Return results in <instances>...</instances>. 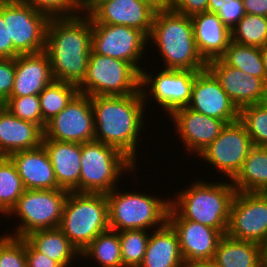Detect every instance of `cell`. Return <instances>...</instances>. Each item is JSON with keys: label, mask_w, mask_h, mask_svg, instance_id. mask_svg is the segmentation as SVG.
<instances>
[{"label": "cell", "mask_w": 267, "mask_h": 267, "mask_svg": "<svg viewBox=\"0 0 267 267\" xmlns=\"http://www.w3.org/2000/svg\"><path fill=\"white\" fill-rule=\"evenodd\" d=\"M91 51L90 16L49 19L45 52L50 59L54 80L79 86L85 79Z\"/></svg>", "instance_id": "1"}, {"label": "cell", "mask_w": 267, "mask_h": 267, "mask_svg": "<svg viewBox=\"0 0 267 267\" xmlns=\"http://www.w3.org/2000/svg\"><path fill=\"white\" fill-rule=\"evenodd\" d=\"M91 106L94 140L115 147L134 164L137 163V144L140 133L146 128V105L141 90L126 96H93Z\"/></svg>", "instance_id": "2"}, {"label": "cell", "mask_w": 267, "mask_h": 267, "mask_svg": "<svg viewBox=\"0 0 267 267\" xmlns=\"http://www.w3.org/2000/svg\"><path fill=\"white\" fill-rule=\"evenodd\" d=\"M188 187L170 199L168 218H184L226 234L232 202L237 193L232 181L211 183L197 178Z\"/></svg>", "instance_id": "3"}, {"label": "cell", "mask_w": 267, "mask_h": 267, "mask_svg": "<svg viewBox=\"0 0 267 267\" xmlns=\"http://www.w3.org/2000/svg\"><path fill=\"white\" fill-rule=\"evenodd\" d=\"M149 40L159 50L165 69L202 71L207 68L196 46L190 16L173 10L156 11L148 45Z\"/></svg>", "instance_id": "4"}, {"label": "cell", "mask_w": 267, "mask_h": 267, "mask_svg": "<svg viewBox=\"0 0 267 267\" xmlns=\"http://www.w3.org/2000/svg\"><path fill=\"white\" fill-rule=\"evenodd\" d=\"M108 214L106 194L69 192L58 228L81 253L97 235L110 229Z\"/></svg>", "instance_id": "5"}, {"label": "cell", "mask_w": 267, "mask_h": 267, "mask_svg": "<svg viewBox=\"0 0 267 267\" xmlns=\"http://www.w3.org/2000/svg\"><path fill=\"white\" fill-rule=\"evenodd\" d=\"M116 187L106 194L109 228L114 231L159 229L168 222L170 197L158 198L142 192H120ZM119 190V191H118Z\"/></svg>", "instance_id": "6"}, {"label": "cell", "mask_w": 267, "mask_h": 267, "mask_svg": "<svg viewBox=\"0 0 267 267\" xmlns=\"http://www.w3.org/2000/svg\"><path fill=\"white\" fill-rule=\"evenodd\" d=\"M80 164V193L107 194L118 187L122 174L137 171L121 151L96 140L81 144Z\"/></svg>", "instance_id": "7"}, {"label": "cell", "mask_w": 267, "mask_h": 267, "mask_svg": "<svg viewBox=\"0 0 267 267\" xmlns=\"http://www.w3.org/2000/svg\"><path fill=\"white\" fill-rule=\"evenodd\" d=\"M140 81L141 73L131 63L91 51L87 73L78 90L90 97L126 96L141 90Z\"/></svg>", "instance_id": "8"}, {"label": "cell", "mask_w": 267, "mask_h": 267, "mask_svg": "<svg viewBox=\"0 0 267 267\" xmlns=\"http://www.w3.org/2000/svg\"><path fill=\"white\" fill-rule=\"evenodd\" d=\"M68 194L64 189H25L7 214L18 215L21 222L7 235L23 238L35 230L58 228Z\"/></svg>", "instance_id": "9"}, {"label": "cell", "mask_w": 267, "mask_h": 267, "mask_svg": "<svg viewBox=\"0 0 267 267\" xmlns=\"http://www.w3.org/2000/svg\"><path fill=\"white\" fill-rule=\"evenodd\" d=\"M198 72L162 68L156 74L152 75L153 73H147L143 69L141 72L140 89L145 105H149L147 101H150L153 97V100L158 103L157 105L164 109L162 111H166L165 113L169 114L168 116L177 109L187 107Z\"/></svg>", "instance_id": "10"}, {"label": "cell", "mask_w": 267, "mask_h": 267, "mask_svg": "<svg viewBox=\"0 0 267 267\" xmlns=\"http://www.w3.org/2000/svg\"><path fill=\"white\" fill-rule=\"evenodd\" d=\"M3 20L9 32V41L20 54L45 51L46 29L49 18L15 0L3 2Z\"/></svg>", "instance_id": "11"}, {"label": "cell", "mask_w": 267, "mask_h": 267, "mask_svg": "<svg viewBox=\"0 0 267 267\" xmlns=\"http://www.w3.org/2000/svg\"><path fill=\"white\" fill-rule=\"evenodd\" d=\"M253 143L244 124L237 120L228 123L219 136L197 157L213 165L218 172L233 180L241 170Z\"/></svg>", "instance_id": "12"}, {"label": "cell", "mask_w": 267, "mask_h": 267, "mask_svg": "<svg viewBox=\"0 0 267 267\" xmlns=\"http://www.w3.org/2000/svg\"><path fill=\"white\" fill-rule=\"evenodd\" d=\"M148 46V37L140 30L124 25L92 24V51L131 63L140 73L138 64Z\"/></svg>", "instance_id": "13"}, {"label": "cell", "mask_w": 267, "mask_h": 267, "mask_svg": "<svg viewBox=\"0 0 267 267\" xmlns=\"http://www.w3.org/2000/svg\"><path fill=\"white\" fill-rule=\"evenodd\" d=\"M226 234L232 238L267 244V193L237 192Z\"/></svg>", "instance_id": "14"}, {"label": "cell", "mask_w": 267, "mask_h": 267, "mask_svg": "<svg viewBox=\"0 0 267 267\" xmlns=\"http://www.w3.org/2000/svg\"><path fill=\"white\" fill-rule=\"evenodd\" d=\"M95 125L91 97L78 93L69 104L46 123L44 138L85 143L94 140Z\"/></svg>", "instance_id": "15"}, {"label": "cell", "mask_w": 267, "mask_h": 267, "mask_svg": "<svg viewBox=\"0 0 267 267\" xmlns=\"http://www.w3.org/2000/svg\"><path fill=\"white\" fill-rule=\"evenodd\" d=\"M177 232L185 265L212 261L223 233L210 226L184 218H168Z\"/></svg>", "instance_id": "16"}, {"label": "cell", "mask_w": 267, "mask_h": 267, "mask_svg": "<svg viewBox=\"0 0 267 267\" xmlns=\"http://www.w3.org/2000/svg\"><path fill=\"white\" fill-rule=\"evenodd\" d=\"M187 107L206 116L224 120L227 124L239 120L240 110L207 68L196 74Z\"/></svg>", "instance_id": "17"}, {"label": "cell", "mask_w": 267, "mask_h": 267, "mask_svg": "<svg viewBox=\"0 0 267 267\" xmlns=\"http://www.w3.org/2000/svg\"><path fill=\"white\" fill-rule=\"evenodd\" d=\"M170 118L185 151L195 153L196 156L207 148L227 125L224 120L206 116L189 107L175 110Z\"/></svg>", "instance_id": "18"}, {"label": "cell", "mask_w": 267, "mask_h": 267, "mask_svg": "<svg viewBox=\"0 0 267 267\" xmlns=\"http://www.w3.org/2000/svg\"><path fill=\"white\" fill-rule=\"evenodd\" d=\"M207 69L239 110L250 104L264 103L266 83L261 78L226 65L220 58L207 62Z\"/></svg>", "instance_id": "19"}, {"label": "cell", "mask_w": 267, "mask_h": 267, "mask_svg": "<svg viewBox=\"0 0 267 267\" xmlns=\"http://www.w3.org/2000/svg\"><path fill=\"white\" fill-rule=\"evenodd\" d=\"M156 11L142 0H107L89 16L92 24L124 25L136 28L147 37Z\"/></svg>", "instance_id": "20"}, {"label": "cell", "mask_w": 267, "mask_h": 267, "mask_svg": "<svg viewBox=\"0 0 267 267\" xmlns=\"http://www.w3.org/2000/svg\"><path fill=\"white\" fill-rule=\"evenodd\" d=\"M54 80L45 51L15 58V79L10 97L39 95Z\"/></svg>", "instance_id": "21"}, {"label": "cell", "mask_w": 267, "mask_h": 267, "mask_svg": "<svg viewBox=\"0 0 267 267\" xmlns=\"http://www.w3.org/2000/svg\"><path fill=\"white\" fill-rule=\"evenodd\" d=\"M42 145L52 163L58 187L69 192H80L81 144L43 137Z\"/></svg>", "instance_id": "22"}, {"label": "cell", "mask_w": 267, "mask_h": 267, "mask_svg": "<svg viewBox=\"0 0 267 267\" xmlns=\"http://www.w3.org/2000/svg\"><path fill=\"white\" fill-rule=\"evenodd\" d=\"M8 157L14 163L25 189H60L43 145L14 152Z\"/></svg>", "instance_id": "23"}, {"label": "cell", "mask_w": 267, "mask_h": 267, "mask_svg": "<svg viewBox=\"0 0 267 267\" xmlns=\"http://www.w3.org/2000/svg\"><path fill=\"white\" fill-rule=\"evenodd\" d=\"M191 19L199 54L206 62L220 58L231 42V30L216 13L205 11Z\"/></svg>", "instance_id": "24"}, {"label": "cell", "mask_w": 267, "mask_h": 267, "mask_svg": "<svg viewBox=\"0 0 267 267\" xmlns=\"http://www.w3.org/2000/svg\"><path fill=\"white\" fill-rule=\"evenodd\" d=\"M44 130L37 124L14 116L7 108L0 113V156L42 145Z\"/></svg>", "instance_id": "25"}, {"label": "cell", "mask_w": 267, "mask_h": 267, "mask_svg": "<svg viewBox=\"0 0 267 267\" xmlns=\"http://www.w3.org/2000/svg\"><path fill=\"white\" fill-rule=\"evenodd\" d=\"M151 233L139 267H184L179 238L172 226L167 222Z\"/></svg>", "instance_id": "26"}, {"label": "cell", "mask_w": 267, "mask_h": 267, "mask_svg": "<svg viewBox=\"0 0 267 267\" xmlns=\"http://www.w3.org/2000/svg\"><path fill=\"white\" fill-rule=\"evenodd\" d=\"M212 261L219 267H264V247L224 234Z\"/></svg>", "instance_id": "27"}, {"label": "cell", "mask_w": 267, "mask_h": 267, "mask_svg": "<svg viewBox=\"0 0 267 267\" xmlns=\"http://www.w3.org/2000/svg\"><path fill=\"white\" fill-rule=\"evenodd\" d=\"M23 238L36 251L59 262L63 267H70L73 260L80 257L78 250L59 228L35 230Z\"/></svg>", "instance_id": "28"}, {"label": "cell", "mask_w": 267, "mask_h": 267, "mask_svg": "<svg viewBox=\"0 0 267 267\" xmlns=\"http://www.w3.org/2000/svg\"><path fill=\"white\" fill-rule=\"evenodd\" d=\"M232 181L237 192L267 193V147L253 146Z\"/></svg>", "instance_id": "29"}, {"label": "cell", "mask_w": 267, "mask_h": 267, "mask_svg": "<svg viewBox=\"0 0 267 267\" xmlns=\"http://www.w3.org/2000/svg\"><path fill=\"white\" fill-rule=\"evenodd\" d=\"M97 261L102 267H123L118 231L107 230L97 235L80 253V258Z\"/></svg>", "instance_id": "30"}, {"label": "cell", "mask_w": 267, "mask_h": 267, "mask_svg": "<svg viewBox=\"0 0 267 267\" xmlns=\"http://www.w3.org/2000/svg\"><path fill=\"white\" fill-rule=\"evenodd\" d=\"M220 59L226 65L261 78L267 84V74L259 47L240 45L231 41Z\"/></svg>", "instance_id": "31"}, {"label": "cell", "mask_w": 267, "mask_h": 267, "mask_svg": "<svg viewBox=\"0 0 267 267\" xmlns=\"http://www.w3.org/2000/svg\"><path fill=\"white\" fill-rule=\"evenodd\" d=\"M78 93V86L53 80L38 95L43 121L47 123L59 114Z\"/></svg>", "instance_id": "32"}, {"label": "cell", "mask_w": 267, "mask_h": 267, "mask_svg": "<svg viewBox=\"0 0 267 267\" xmlns=\"http://www.w3.org/2000/svg\"><path fill=\"white\" fill-rule=\"evenodd\" d=\"M25 188L8 156H0V214L6 216L16 205Z\"/></svg>", "instance_id": "33"}, {"label": "cell", "mask_w": 267, "mask_h": 267, "mask_svg": "<svg viewBox=\"0 0 267 267\" xmlns=\"http://www.w3.org/2000/svg\"><path fill=\"white\" fill-rule=\"evenodd\" d=\"M231 41L245 46L262 47L267 44V17L245 14L231 30Z\"/></svg>", "instance_id": "34"}, {"label": "cell", "mask_w": 267, "mask_h": 267, "mask_svg": "<svg viewBox=\"0 0 267 267\" xmlns=\"http://www.w3.org/2000/svg\"><path fill=\"white\" fill-rule=\"evenodd\" d=\"M118 233L123 267H139L147 249L150 237L149 231L132 229Z\"/></svg>", "instance_id": "35"}, {"label": "cell", "mask_w": 267, "mask_h": 267, "mask_svg": "<svg viewBox=\"0 0 267 267\" xmlns=\"http://www.w3.org/2000/svg\"><path fill=\"white\" fill-rule=\"evenodd\" d=\"M239 120L247 129L253 146L267 147V105L265 103L242 107Z\"/></svg>", "instance_id": "36"}, {"label": "cell", "mask_w": 267, "mask_h": 267, "mask_svg": "<svg viewBox=\"0 0 267 267\" xmlns=\"http://www.w3.org/2000/svg\"><path fill=\"white\" fill-rule=\"evenodd\" d=\"M5 108H7L17 118L33 122L44 130L46 123L42 118L38 95L10 97L5 102Z\"/></svg>", "instance_id": "37"}, {"label": "cell", "mask_w": 267, "mask_h": 267, "mask_svg": "<svg viewBox=\"0 0 267 267\" xmlns=\"http://www.w3.org/2000/svg\"><path fill=\"white\" fill-rule=\"evenodd\" d=\"M30 5L51 18H73L79 16L76 0H15Z\"/></svg>", "instance_id": "38"}, {"label": "cell", "mask_w": 267, "mask_h": 267, "mask_svg": "<svg viewBox=\"0 0 267 267\" xmlns=\"http://www.w3.org/2000/svg\"><path fill=\"white\" fill-rule=\"evenodd\" d=\"M0 267H27L24 238L1 235Z\"/></svg>", "instance_id": "39"}, {"label": "cell", "mask_w": 267, "mask_h": 267, "mask_svg": "<svg viewBox=\"0 0 267 267\" xmlns=\"http://www.w3.org/2000/svg\"><path fill=\"white\" fill-rule=\"evenodd\" d=\"M208 12L216 13L223 24L232 30L245 16L242 0H208Z\"/></svg>", "instance_id": "40"}, {"label": "cell", "mask_w": 267, "mask_h": 267, "mask_svg": "<svg viewBox=\"0 0 267 267\" xmlns=\"http://www.w3.org/2000/svg\"><path fill=\"white\" fill-rule=\"evenodd\" d=\"M15 79V58H0V98L7 101Z\"/></svg>", "instance_id": "41"}, {"label": "cell", "mask_w": 267, "mask_h": 267, "mask_svg": "<svg viewBox=\"0 0 267 267\" xmlns=\"http://www.w3.org/2000/svg\"><path fill=\"white\" fill-rule=\"evenodd\" d=\"M173 11L193 16L208 10V0H174Z\"/></svg>", "instance_id": "42"}, {"label": "cell", "mask_w": 267, "mask_h": 267, "mask_svg": "<svg viewBox=\"0 0 267 267\" xmlns=\"http://www.w3.org/2000/svg\"><path fill=\"white\" fill-rule=\"evenodd\" d=\"M27 267H63L59 262L50 259L47 255L36 251L25 240Z\"/></svg>", "instance_id": "43"}, {"label": "cell", "mask_w": 267, "mask_h": 267, "mask_svg": "<svg viewBox=\"0 0 267 267\" xmlns=\"http://www.w3.org/2000/svg\"><path fill=\"white\" fill-rule=\"evenodd\" d=\"M20 54L9 41V32L3 20V2L0 3V58H16Z\"/></svg>", "instance_id": "44"}, {"label": "cell", "mask_w": 267, "mask_h": 267, "mask_svg": "<svg viewBox=\"0 0 267 267\" xmlns=\"http://www.w3.org/2000/svg\"><path fill=\"white\" fill-rule=\"evenodd\" d=\"M246 14L267 17V0H242Z\"/></svg>", "instance_id": "45"}, {"label": "cell", "mask_w": 267, "mask_h": 267, "mask_svg": "<svg viewBox=\"0 0 267 267\" xmlns=\"http://www.w3.org/2000/svg\"><path fill=\"white\" fill-rule=\"evenodd\" d=\"M107 0H76L79 13L89 16L98 6ZM86 14H84V13Z\"/></svg>", "instance_id": "46"}, {"label": "cell", "mask_w": 267, "mask_h": 267, "mask_svg": "<svg viewBox=\"0 0 267 267\" xmlns=\"http://www.w3.org/2000/svg\"><path fill=\"white\" fill-rule=\"evenodd\" d=\"M149 4L155 11L172 10L174 0H142Z\"/></svg>", "instance_id": "47"}, {"label": "cell", "mask_w": 267, "mask_h": 267, "mask_svg": "<svg viewBox=\"0 0 267 267\" xmlns=\"http://www.w3.org/2000/svg\"><path fill=\"white\" fill-rule=\"evenodd\" d=\"M261 57L263 60L264 68L267 74V44L265 46L260 47Z\"/></svg>", "instance_id": "48"}, {"label": "cell", "mask_w": 267, "mask_h": 267, "mask_svg": "<svg viewBox=\"0 0 267 267\" xmlns=\"http://www.w3.org/2000/svg\"><path fill=\"white\" fill-rule=\"evenodd\" d=\"M184 267H219L213 261H209L201 264L185 265Z\"/></svg>", "instance_id": "49"}, {"label": "cell", "mask_w": 267, "mask_h": 267, "mask_svg": "<svg viewBox=\"0 0 267 267\" xmlns=\"http://www.w3.org/2000/svg\"><path fill=\"white\" fill-rule=\"evenodd\" d=\"M4 108H5V101H3V100L0 98V113L3 111Z\"/></svg>", "instance_id": "50"}, {"label": "cell", "mask_w": 267, "mask_h": 267, "mask_svg": "<svg viewBox=\"0 0 267 267\" xmlns=\"http://www.w3.org/2000/svg\"><path fill=\"white\" fill-rule=\"evenodd\" d=\"M264 254H265V264L267 265V244L264 247Z\"/></svg>", "instance_id": "51"}, {"label": "cell", "mask_w": 267, "mask_h": 267, "mask_svg": "<svg viewBox=\"0 0 267 267\" xmlns=\"http://www.w3.org/2000/svg\"><path fill=\"white\" fill-rule=\"evenodd\" d=\"M264 103L267 105V84H266V91H265V100Z\"/></svg>", "instance_id": "52"}, {"label": "cell", "mask_w": 267, "mask_h": 267, "mask_svg": "<svg viewBox=\"0 0 267 267\" xmlns=\"http://www.w3.org/2000/svg\"><path fill=\"white\" fill-rule=\"evenodd\" d=\"M6 1H10V0H0V3H1V2H6Z\"/></svg>", "instance_id": "53"}]
</instances>
